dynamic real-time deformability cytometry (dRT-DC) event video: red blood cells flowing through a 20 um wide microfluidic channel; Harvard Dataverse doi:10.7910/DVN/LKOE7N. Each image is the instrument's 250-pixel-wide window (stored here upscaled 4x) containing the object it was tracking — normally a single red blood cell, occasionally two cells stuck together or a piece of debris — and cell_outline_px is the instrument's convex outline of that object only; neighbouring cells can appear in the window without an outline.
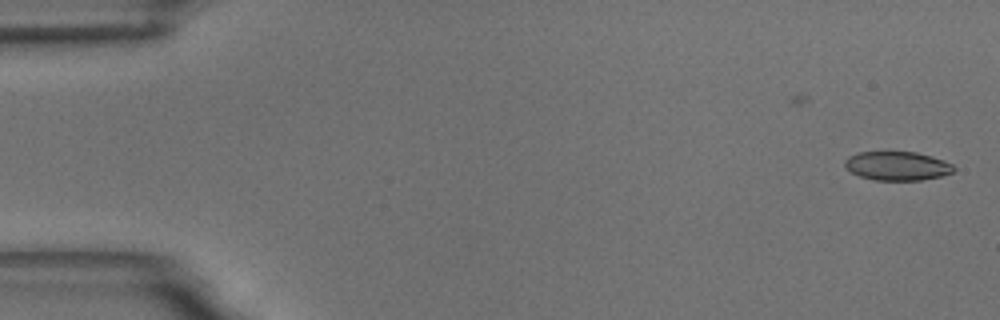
{"species": "common noctule bat (a hibernating species)", "species_latin": "Nyctalus noctula", "temperature_condition": "room temperature", "stored_images_in_passage": 8, "camera_frame_rate_fps": 3000, "um_per_image_px": 0.085, "animal": {"sex": "male", "body_mass_g": 18.8}, "frame": {"image": 1, "passage_image": 1, "time_ms": 0.0, "image_size_px": [1000, 320], "cell_outline_px": [[956, 168], [952, 172], [940, 176], [920, 180], [872, 180], [860, 176], [852, 172], [844, 164], [844, 160], [848, 156], [860, 152], [916, 152], [932, 156], [944, 160], [952, 164]], "centroid_in_image_um": [76.27, 14.1], "position_along_channel_um": 8.7, "area_um2": 18.26}}